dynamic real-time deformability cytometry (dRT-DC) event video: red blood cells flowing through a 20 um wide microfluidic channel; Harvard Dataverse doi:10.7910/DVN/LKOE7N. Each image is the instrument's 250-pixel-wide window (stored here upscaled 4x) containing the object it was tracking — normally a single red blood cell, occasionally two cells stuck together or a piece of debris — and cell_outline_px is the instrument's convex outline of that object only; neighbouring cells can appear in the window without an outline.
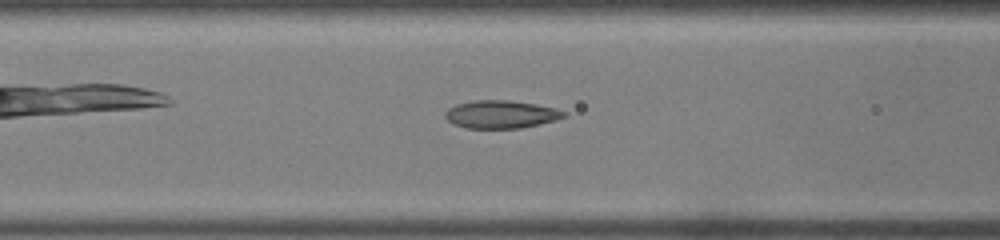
{"species": "common noctule bat (a hibernating species)", "species_latin": "Nyctalus noctula", "temperature_condition": "warm", "stored_images_in_passage": 28, "camera_frame_rate_fps": 3000, "um_per_image_px": 0.085, "animal": {"sex": "male", "body_mass_g": 19.0, "forearm_length_mm": 50.8}, "frame": {"image": 1, "passage_image": 12, "time_ms": 3.667, "image_size_px": [1000, 240], "cell_outline_px": [[568, 116], [556, 120], [540, 124], [520, 128], [464, 128], [448, 120], [444, 116], [444, 112], [448, 108], [456, 104], [472, 100], [508, 100], [536, 104], [556, 108], [564, 112]], "centroid_in_image_um": [42.58, 9.71], "position_along_channel_um": 124.0, "area_um2": 19.36}}
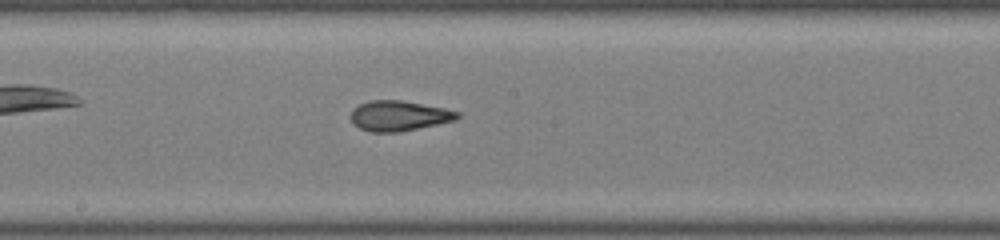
{"frame": {"image": 2, "passage_image": 17, "time_ms": 5.333, "image_size_px": [1000, 240], "cell_outline_px": [[460, 116], [456, 120], [400, 132], [372, 132], [360, 128], [352, 124], [352, 108], [368, 100], [400, 100], [444, 108], [460, 112]], "centroid_in_image_um": [33.9, 9.84], "position_along_channel_um": 214.3, "area_um2": 18.73}}
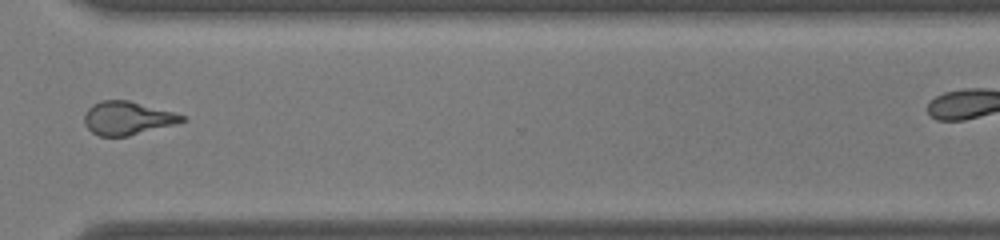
{"frame": {"image": 3, "passage_image": 25, "time_ms": 8.0, "image_size_px": [1000, 240], "cell_outline_px": [[188, 116], [184, 120], [176, 124], [128, 136], [100, 136], [92, 132], [84, 124], [84, 112], [92, 104], [100, 100], [128, 100]], "centroid_in_image_um": [10.81, 10.04], "position_along_channel_um": 359.8, "area_um2": 19.02}}